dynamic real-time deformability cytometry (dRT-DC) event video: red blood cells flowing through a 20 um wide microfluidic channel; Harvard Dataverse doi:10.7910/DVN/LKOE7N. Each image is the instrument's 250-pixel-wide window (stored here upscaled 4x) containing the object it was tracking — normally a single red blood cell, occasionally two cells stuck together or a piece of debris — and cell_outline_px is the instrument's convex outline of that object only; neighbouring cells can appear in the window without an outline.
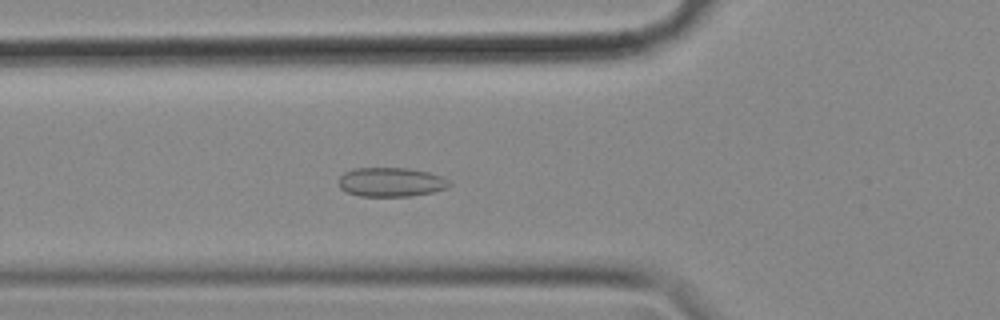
{"species": "common noctule bat (a hibernating species)", "species_latin": "Nyctalus noctula", "temperature_condition": "cold", "stored_images_in_passage": 55, "camera_frame_rate_fps": 3000, "um_per_image_px": 0.085, "animal": {"sex": "female", "body_mass_g": 18.4}, "frame": {"image": 1, "passage_image": 19, "time_ms": 6.0, "image_size_px": [1000, 320], "cell_outline_px": [[452, 184], [448, 188], [432, 192], [412, 196], [360, 196], [348, 192], [340, 188], [340, 176], [344, 172], [352, 168], [408, 168], [428, 172], [440, 176], [448, 180]], "centroid_in_image_um": [33.25, 15.47], "position_along_channel_um": 92.6, "area_um2": 18.79}}
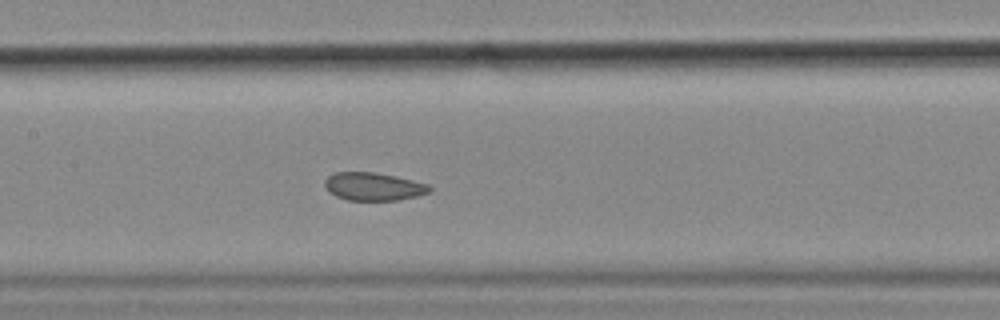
{"frame": {"image": 2, "passage_image": 26, "time_ms": 8.333, "image_size_px": [1000, 320], "cell_outline_px": [[432, 192], [416, 196], [396, 200], [348, 200], [336, 196], [328, 192], [324, 184], [324, 180], [328, 176], [336, 172], [372, 172], [396, 176], [428, 184], [432, 188]], "centroid_in_image_um": [31.74, 15.85], "position_along_channel_um": 175.7, "area_um2": 17.11}}
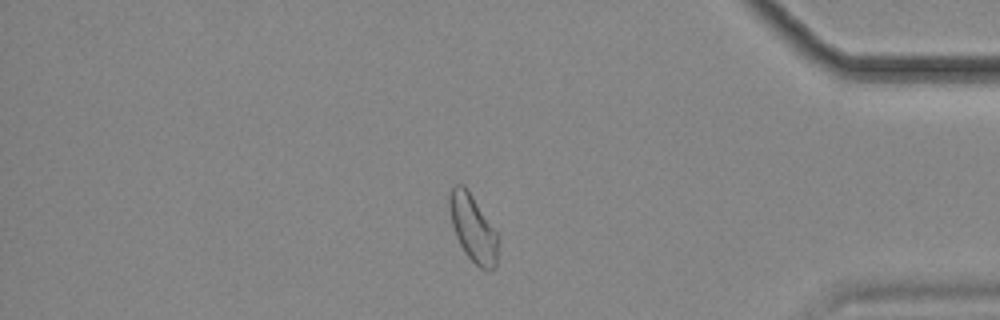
{"frame": {"image": 3, "passage_image": 47, "time_ms": 15.333, "image_size_px": [1000, 320], "cell_outline_px": [[496, 264], [488, 272], [480, 268], [464, 252], [456, 236], [452, 224], [448, 204], [448, 196], [452, 188], [456, 184], [464, 184], [496, 232]], "centroid_in_image_um": [40.16, 19.38], "position_along_channel_um": 395.0, "area_um2": 18.44}, "authors_computed_cell_mechanics": {"area_um2": 18.6116, "velocity_mm_per_s": 3.5568, "shape_relaxation_time_tau1_ms": null, "shape_relaxation_time_tau2_ms": 2.5874, "deformation_change_tau1": null, "deformation_change_tau2": 0.0621}}